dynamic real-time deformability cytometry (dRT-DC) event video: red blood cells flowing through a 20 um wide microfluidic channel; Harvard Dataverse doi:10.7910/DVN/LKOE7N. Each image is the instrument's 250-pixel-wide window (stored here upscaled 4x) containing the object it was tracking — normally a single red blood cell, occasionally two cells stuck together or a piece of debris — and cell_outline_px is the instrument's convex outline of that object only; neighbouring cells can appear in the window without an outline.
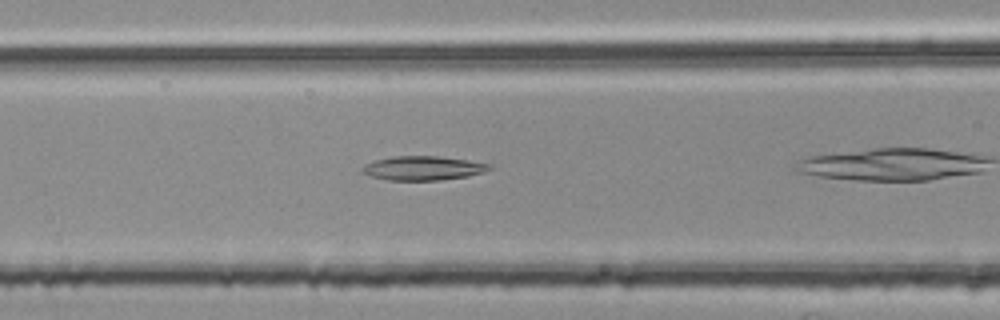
{"species": "common noctule bat (a hibernating species)", "species_latin": "Nyctalus noctula", "temperature_condition": "room temperature", "stored_images_in_passage": 28, "camera_frame_rate_fps": 3000, "um_per_image_px": 0.085, "animal": {"sex": "female", "body_mass_g": 25.1}, "frame": {"image": 1, "passage_image": 8, "time_ms": 2.333, "image_size_px": [1000, 320], "cell_outline_px": [[492, 168], [484, 172], [468, 176], [440, 180], [388, 180], [372, 176], [364, 172], [360, 168], [364, 164], [376, 160], [392, 156], [436, 156], [468, 160], [492, 164]], "centroid_in_image_um": [35.98, 14.29], "position_along_channel_um": 130.6, "area_um2": 17.8}}
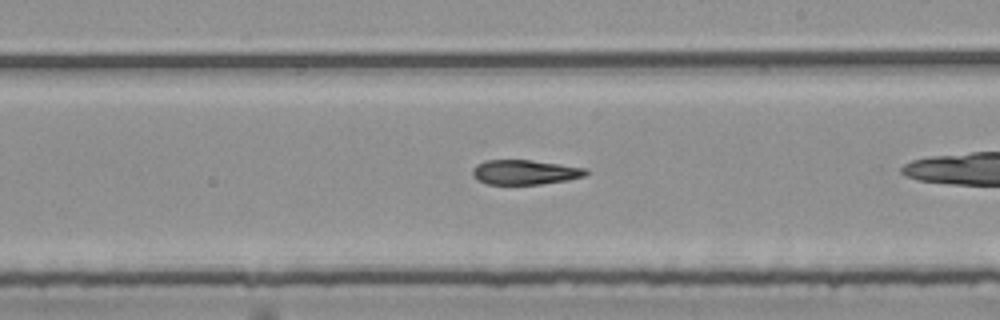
{"frame": {"image": 2, "passage_image": 17, "time_ms": 5.333, "image_size_px": [1000, 320], "cell_outline_px": [[588, 172], [584, 176], [568, 180], [540, 184], [488, 184], [476, 180], [472, 176], [472, 168], [476, 164], [484, 160], [532, 160], [588, 168]], "centroid_in_image_um": [44.59, 14.63], "position_along_channel_um": 244.4, "area_um2": 16.47}}
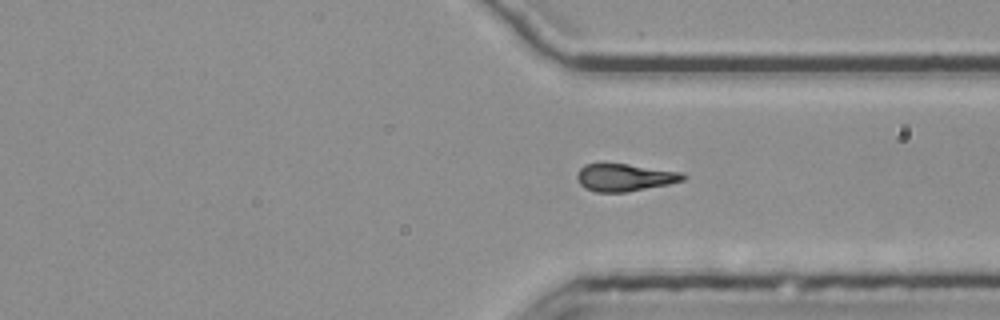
{"frame": {"image": 3, "passage_image": 26, "time_ms": 8.333, "image_size_px": [1000, 320], "cell_outline_px": [[688, 176], [684, 180], [668, 184], [624, 192], [596, 192], [584, 188], [580, 184], [576, 176], [580, 168], [584, 164], [628, 164], [684, 172]], "centroid_in_image_um": [53.12, 15.08], "position_along_channel_um": 358.3, "area_um2": 16.94}}